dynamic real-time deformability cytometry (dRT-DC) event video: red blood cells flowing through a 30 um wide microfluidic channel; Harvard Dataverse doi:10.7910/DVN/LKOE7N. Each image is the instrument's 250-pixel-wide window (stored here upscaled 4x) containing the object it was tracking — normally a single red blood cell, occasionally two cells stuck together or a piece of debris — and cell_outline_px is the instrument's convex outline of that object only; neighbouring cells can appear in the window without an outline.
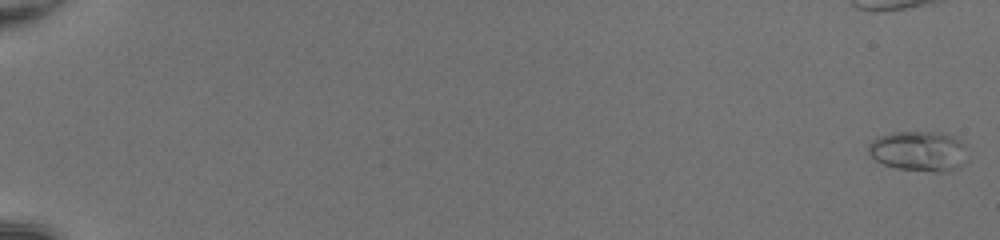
{"species": "common noctule bat (a hibernating species)", "species_latin": "Nyctalus noctula", "temperature_condition": "room temperature", "stored_images_in_passage": 52, "camera_frame_rate_fps": 3000, "um_per_image_px": 0.085, "animal": {"sex": "female", "body_mass_g": 20.0, "forearm_length_mm": 54.0}, "frame": {"image": 1, "passage_image": 1, "time_ms": 0.0, "image_size_px": [1000, 240], "cell_outline_px": [[968, 160], [952, 172], [936, 172], [896, 168], [884, 164], [876, 160], [868, 152], [868, 144], [872, 140], [880, 136], [892, 132], [944, 132], [960, 140], [964, 144]], "centroid_in_image_um": [78.14, 12.85], "position_along_channel_um": 6.9, "area_um2": 23.47}}